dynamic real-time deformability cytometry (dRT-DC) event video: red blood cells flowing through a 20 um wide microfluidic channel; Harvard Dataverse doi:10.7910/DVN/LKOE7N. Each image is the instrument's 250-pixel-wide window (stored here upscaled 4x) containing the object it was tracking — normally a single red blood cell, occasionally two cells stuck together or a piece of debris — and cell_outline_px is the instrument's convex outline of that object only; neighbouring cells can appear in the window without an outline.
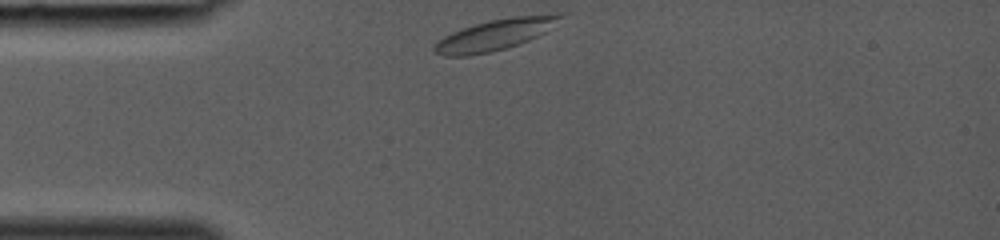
{"species": "common noctule bat (a hibernating species)", "species_latin": "Nyctalus noctula", "temperature_condition": "room temperature", "stored_images_in_passage": 26, "camera_frame_rate_fps": 3000, "um_per_image_px": 0.085, "animal": {"sex": "female", "body_mass_g": 19.0, "forearm_length_mm": 53.3}, "frame": {"image": 1, "passage_image": 1, "time_ms": 0.0, "image_size_px": [1000, 240], "cell_outline_px": [[564, 16], [544, 32], [520, 44], [508, 48], [492, 52], [468, 56], [444, 56], [436, 52], [432, 48], [432, 44], [444, 36], [452, 32], [488, 20], [512, 16], [560, 12], [564, 12]], "centroid_in_image_um": [42.08, 2.94], "position_along_channel_um": 42.9, "area_um2": 22.95}}
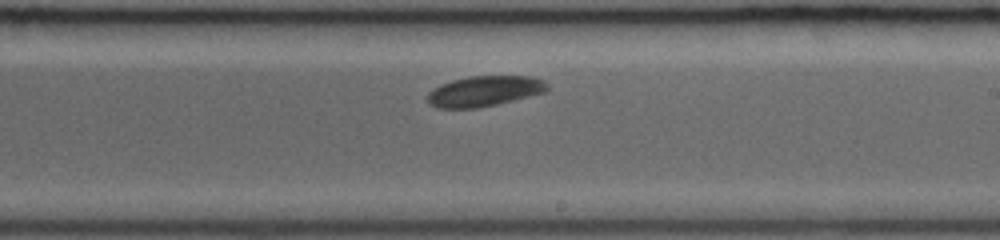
{"frame": {"image": 2, "passage_image": 15, "time_ms": 4.667, "image_size_px": [1000, 240], "cell_outline_px": [[548, 88], [544, 92], [496, 104], [476, 108], [436, 108], [428, 100], [428, 92], [440, 84], [452, 80], [468, 76], [532, 76], [544, 80], [548, 84]], "centroid_in_image_um": [41.17, 7.73], "position_along_channel_um": 247.8, "area_um2": 21.1}}
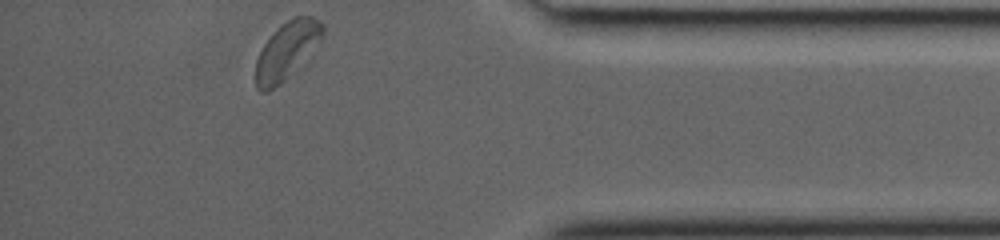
{"frame": {"image": 3, "passage_image": 26, "time_ms": 8.333, "image_size_px": [1000, 240], "cell_outline_px": [[324, 36], [284, 80], [280, 84], [264, 92], [260, 92], [256, 88], [256, 60], [264, 44], [272, 32], [280, 24], [292, 16], [312, 16], [324, 24]], "centroid_in_image_um": [24.36, 4.24], "position_along_channel_um": 410.8, "area_um2": 21.96}}